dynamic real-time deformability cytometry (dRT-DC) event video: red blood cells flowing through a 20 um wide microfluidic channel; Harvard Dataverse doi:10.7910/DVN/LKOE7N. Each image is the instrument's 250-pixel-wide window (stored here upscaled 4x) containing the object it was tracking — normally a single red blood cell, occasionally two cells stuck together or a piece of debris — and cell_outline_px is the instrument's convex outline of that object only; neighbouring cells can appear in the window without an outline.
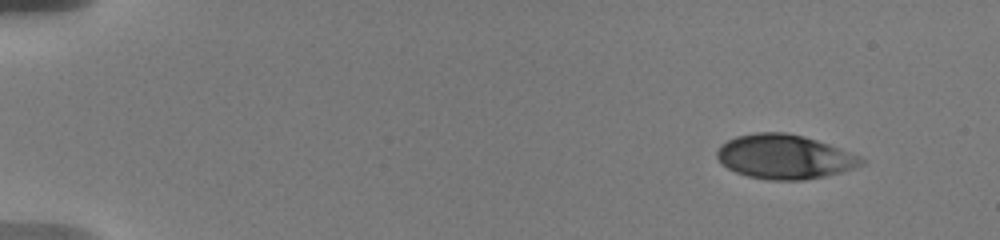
{"species": "human", "species_latin": "Homo sapiens", "temperature_condition": "warm", "stored_images_in_passage": 18, "camera_frame_rate_fps": 3000, "um_per_image_px": 0.085, "donor": {"sex": "male"}, "frame": {"image": 1, "passage_image": 1, "time_ms": 0.0, "image_size_px": [1000, 240], "cell_outline_px": [[864, 164], [840, 172], [824, 176], [800, 180], [772, 180], [748, 176], [736, 172], [728, 168], [716, 156], [716, 152], [720, 144], [736, 136], [756, 132], [784, 132], [816, 140], [828, 144], [860, 156], [864, 160]], "centroid_in_image_um": [66.65, 13.32], "position_along_channel_um": 18.3, "area_um2": 36.82}}
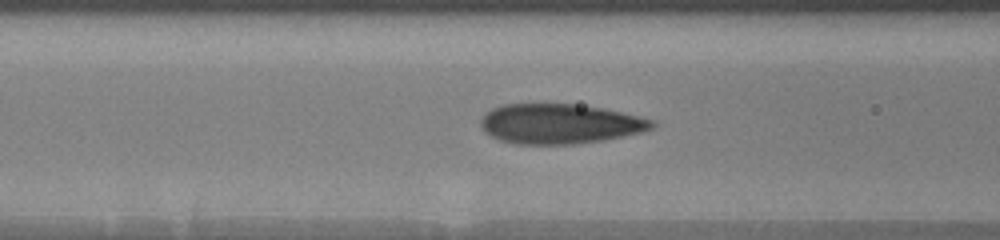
{"frame": {"image": 2, "passage_image": 16, "time_ms": 6.333, "image_size_px": [1000, 240], "cell_outline_px": [[656, 124], [652, 128], [640, 132], [604, 140], [572, 144], [520, 144], [500, 140], [492, 136], [480, 124], [484, 116], [492, 108], [504, 104], [576, 104], [600, 108], [620, 112], [652, 120]], "centroid_in_image_um": [47.58, 10.52], "position_along_channel_um": 119.0, "area_um2": 39.13}}
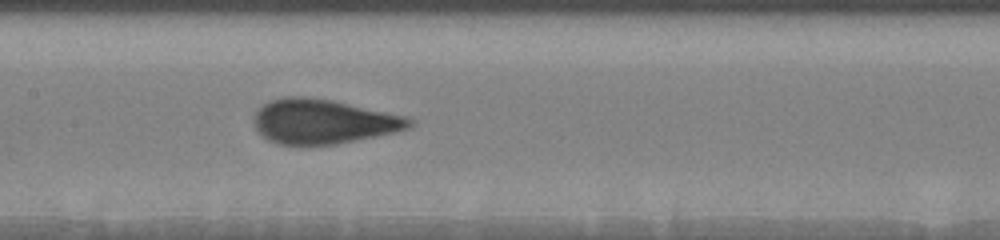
{"frame": {"image": 3, "passage_image": 18, "time_ms": 8.0, "image_size_px": [1000, 240], "cell_outline_px": [[416, 124], [408, 128], [396, 132], [336, 144], [276, 144], [268, 140], [252, 124], [256, 112], [264, 104], [272, 100], [284, 96], [304, 96], [332, 100], [408, 116], [416, 120]], "centroid_in_image_um": [27.52, 10.32], "position_along_channel_um": 179.9, "area_um2": 40.4}}